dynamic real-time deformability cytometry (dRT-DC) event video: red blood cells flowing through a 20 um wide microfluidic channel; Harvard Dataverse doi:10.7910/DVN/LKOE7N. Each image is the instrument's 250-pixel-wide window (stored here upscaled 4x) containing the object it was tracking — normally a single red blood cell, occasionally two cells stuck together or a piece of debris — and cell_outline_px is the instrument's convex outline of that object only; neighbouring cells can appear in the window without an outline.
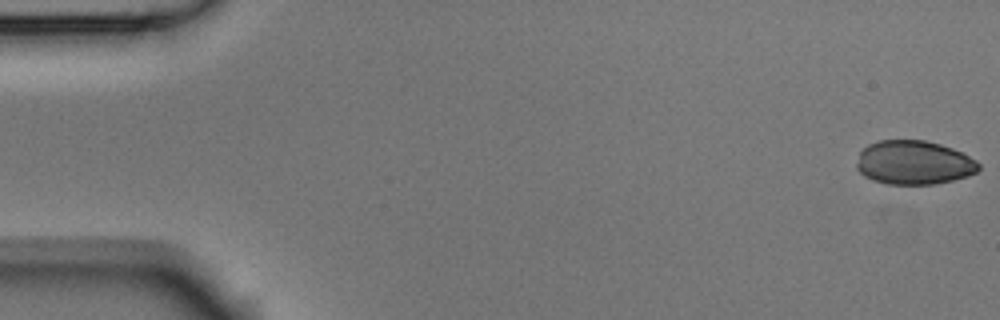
{"species": "Egyptian fruit bat (a non-hibernating species)", "species_latin": "Rousettus aegyptiacus", "temperature_condition": "room temperature", "stored_images_in_passage": 5, "camera_frame_rate_fps": 3000, "um_per_image_px": 0.085, "animal": {"sex": "male"}, "frame": {"image": 1, "passage_image": 1, "time_ms": 0.0, "image_size_px": [1000, 320], "cell_outline_px": [[980, 168], [976, 172], [968, 176], [952, 180], [932, 184], [888, 184], [872, 180], [864, 176], [856, 168], [856, 164], [860, 152], [868, 144], [880, 140], [924, 140], [940, 144], [952, 148], [976, 160], [980, 164]], "centroid_in_image_um": [77.66, 13.82], "position_along_channel_um": 7.3, "area_um2": 31.21}}
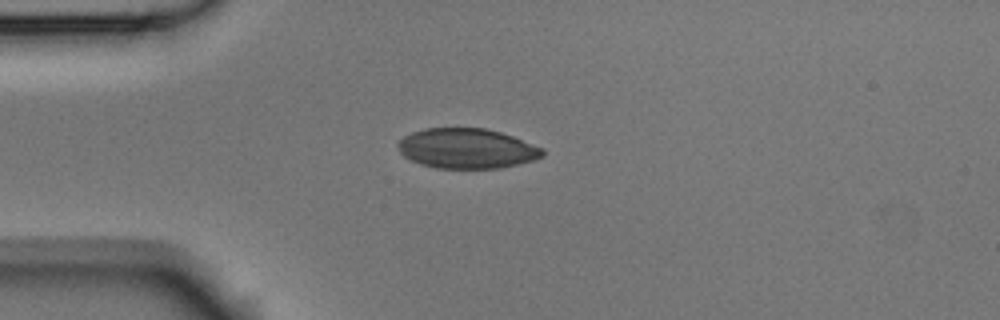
{"frame": {"image": 2, "passage_image": 5, "time_ms": 1.333, "image_size_px": [1000, 320], "cell_outline_px": [[544, 156], [536, 160], [520, 164], [500, 168], [436, 168], [420, 164], [404, 156], [400, 152], [396, 144], [404, 136], [412, 132], [424, 128], [484, 128], [500, 132], [512, 136], [544, 148]], "centroid_in_image_um": [39.7, 12.62], "position_along_channel_um": 45.3, "area_um2": 33.87}}